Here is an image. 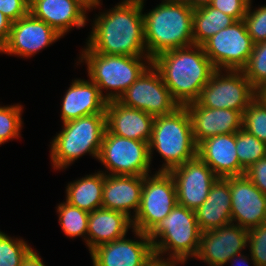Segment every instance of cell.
<instances>
[{"label":"cell","instance_id":"484cf974","mask_svg":"<svg viewBox=\"0 0 266 266\" xmlns=\"http://www.w3.org/2000/svg\"><path fill=\"white\" fill-rule=\"evenodd\" d=\"M104 173H94L78 177L68 182L65 190V201L88 213L102 207Z\"/></svg>","mask_w":266,"mask_h":266},{"label":"cell","instance_id":"ffe728a7","mask_svg":"<svg viewBox=\"0 0 266 266\" xmlns=\"http://www.w3.org/2000/svg\"><path fill=\"white\" fill-rule=\"evenodd\" d=\"M61 99V122L93 114H106L107 100L90 79L74 78Z\"/></svg>","mask_w":266,"mask_h":266},{"label":"cell","instance_id":"7a4b0ae2","mask_svg":"<svg viewBox=\"0 0 266 266\" xmlns=\"http://www.w3.org/2000/svg\"><path fill=\"white\" fill-rule=\"evenodd\" d=\"M151 64L179 106L196 102L216 70L199 45L162 52L151 59Z\"/></svg>","mask_w":266,"mask_h":266},{"label":"cell","instance_id":"4316f807","mask_svg":"<svg viewBox=\"0 0 266 266\" xmlns=\"http://www.w3.org/2000/svg\"><path fill=\"white\" fill-rule=\"evenodd\" d=\"M235 21L233 17L210 5L195 8L192 22L194 45L202 46L210 37Z\"/></svg>","mask_w":266,"mask_h":266},{"label":"cell","instance_id":"74e56055","mask_svg":"<svg viewBox=\"0 0 266 266\" xmlns=\"http://www.w3.org/2000/svg\"><path fill=\"white\" fill-rule=\"evenodd\" d=\"M248 179L266 195V157L258 160L245 170Z\"/></svg>","mask_w":266,"mask_h":266},{"label":"cell","instance_id":"cb8c5ba5","mask_svg":"<svg viewBox=\"0 0 266 266\" xmlns=\"http://www.w3.org/2000/svg\"><path fill=\"white\" fill-rule=\"evenodd\" d=\"M194 212L201 232L214 230L232 223L229 180L218 177L206 200Z\"/></svg>","mask_w":266,"mask_h":266},{"label":"cell","instance_id":"603a6c76","mask_svg":"<svg viewBox=\"0 0 266 266\" xmlns=\"http://www.w3.org/2000/svg\"><path fill=\"white\" fill-rule=\"evenodd\" d=\"M144 176L105 175L102 208L119 211L134 219L141 203Z\"/></svg>","mask_w":266,"mask_h":266},{"label":"cell","instance_id":"44dd1931","mask_svg":"<svg viewBox=\"0 0 266 266\" xmlns=\"http://www.w3.org/2000/svg\"><path fill=\"white\" fill-rule=\"evenodd\" d=\"M106 129L114 135L150 142L154 116L124 106L117 100L108 101L105 109Z\"/></svg>","mask_w":266,"mask_h":266},{"label":"cell","instance_id":"2e32d148","mask_svg":"<svg viewBox=\"0 0 266 266\" xmlns=\"http://www.w3.org/2000/svg\"><path fill=\"white\" fill-rule=\"evenodd\" d=\"M169 173L175 183L177 204L193 211L206 200L213 183L218 178L198 156L174 167Z\"/></svg>","mask_w":266,"mask_h":266},{"label":"cell","instance_id":"e0dca14e","mask_svg":"<svg viewBox=\"0 0 266 266\" xmlns=\"http://www.w3.org/2000/svg\"><path fill=\"white\" fill-rule=\"evenodd\" d=\"M231 192V221L250 229L266 224V195L244 175L226 177Z\"/></svg>","mask_w":266,"mask_h":266},{"label":"cell","instance_id":"836d02e7","mask_svg":"<svg viewBox=\"0 0 266 266\" xmlns=\"http://www.w3.org/2000/svg\"><path fill=\"white\" fill-rule=\"evenodd\" d=\"M253 0L250 1L247 13L243 18L253 43L266 41V4L258 7L252 6Z\"/></svg>","mask_w":266,"mask_h":266},{"label":"cell","instance_id":"52a82bcc","mask_svg":"<svg viewBox=\"0 0 266 266\" xmlns=\"http://www.w3.org/2000/svg\"><path fill=\"white\" fill-rule=\"evenodd\" d=\"M163 158L158 171L169 172L197 156V145L192 135L191 120L185 106H179L172 113L156 116L149 142L150 161L153 154Z\"/></svg>","mask_w":266,"mask_h":266},{"label":"cell","instance_id":"9a60e30c","mask_svg":"<svg viewBox=\"0 0 266 266\" xmlns=\"http://www.w3.org/2000/svg\"><path fill=\"white\" fill-rule=\"evenodd\" d=\"M248 229L230 223L201 233L199 250L194 258L207 266H225L235 255L246 252Z\"/></svg>","mask_w":266,"mask_h":266},{"label":"cell","instance_id":"d4e9b609","mask_svg":"<svg viewBox=\"0 0 266 266\" xmlns=\"http://www.w3.org/2000/svg\"><path fill=\"white\" fill-rule=\"evenodd\" d=\"M133 229L132 220L124 213L106 208H98L89 213L87 249L121 239Z\"/></svg>","mask_w":266,"mask_h":266},{"label":"cell","instance_id":"d590c367","mask_svg":"<svg viewBox=\"0 0 266 266\" xmlns=\"http://www.w3.org/2000/svg\"><path fill=\"white\" fill-rule=\"evenodd\" d=\"M250 1L251 0H211L209 5L233 17L237 21L245 17Z\"/></svg>","mask_w":266,"mask_h":266},{"label":"cell","instance_id":"4dcf8cb0","mask_svg":"<svg viewBox=\"0 0 266 266\" xmlns=\"http://www.w3.org/2000/svg\"><path fill=\"white\" fill-rule=\"evenodd\" d=\"M26 239L9 236L0 229V266H21L23 259L34 248Z\"/></svg>","mask_w":266,"mask_h":266},{"label":"cell","instance_id":"3957f363","mask_svg":"<svg viewBox=\"0 0 266 266\" xmlns=\"http://www.w3.org/2000/svg\"><path fill=\"white\" fill-rule=\"evenodd\" d=\"M84 45L75 64L77 67L86 65L87 77L97 85L107 102L118 100L151 65L149 56L100 54Z\"/></svg>","mask_w":266,"mask_h":266},{"label":"cell","instance_id":"4fadbf2b","mask_svg":"<svg viewBox=\"0 0 266 266\" xmlns=\"http://www.w3.org/2000/svg\"><path fill=\"white\" fill-rule=\"evenodd\" d=\"M63 38L44 21L30 13L12 23V27L0 54L29 59Z\"/></svg>","mask_w":266,"mask_h":266},{"label":"cell","instance_id":"6da1fadb","mask_svg":"<svg viewBox=\"0 0 266 266\" xmlns=\"http://www.w3.org/2000/svg\"><path fill=\"white\" fill-rule=\"evenodd\" d=\"M146 0H121L99 11L85 44L96 53L148 56L145 46L144 8Z\"/></svg>","mask_w":266,"mask_h":266},{"label":"cell","instance_id":"ab89813d","mask_svg":"<svg viewBox=\"0 0 266 266\" xmlns=\"http://www.w3.org/2000/svg\"><path fill=\"white\" fill-rule=\"evenodd\" d=\"M247 254L248 253L244 254V252H243V253H240L238 255L233 256L228 261V264H226V265H228V266L229 265L230 266H250V264H252L253 266H257L256 263L253 261L252 257L250 256V253L248 255Z\"/></svg>","mask_w":266,"mask_h":266},{"label":"cell","instance_id":"83f0119b","mask_svg":"<svg viewBox=\"0 0 266 266\" xmlns=\"http://www.w3.org/2000/svg\"><path fill=\"white\" fill-rule=\"evenodd\" d=\"M56 210L58 222L64 235L72 240L82 237V241L87 247L89 213L66 201L59 202Z\"/></svg>","mask_w":266,"mask_h":266},{"label":"cell","instance_id":"8d00e7d4","mask_svg":"<svg viewBox=\"0 0 266 266\" xmlns=\"http://www.w3.org/2000/svg\"><path fill=\"white\" fill-rule=\"evenodd\" d=\"M30 0H0V12L12 22L29 14Z\"/></svg>","mask_w":266,"mask_h":266},{"label":"cell","instance_id":"e575fe53","mask_svg":"<svg viewBox=\"0 0 266 266\" xmlns=\"http://www.w3.org/2000/svg\"><path fill=\"white\" fill-rule=\"evenodd\" d=\"M247 248L257 266H266V224L248 229Z\"/></svg>","mask_w":266,"mask_h":266},{"label":"cell","instance_id":"9c48e42d","mask_svg":"<svg viewBox=\"0 0 266 266\" xmlns=\"http://www.w3.org/2000/svg\"><path fill=\"white\" fill-rule=\"evenodd\" d=\"M145 175L138 212L133 229L149 234L177 204L175 183L169 172L153 171Z\"/></svg>","mask_w":266,"mask_h":266},{"label":"cell","instance_id":"f1b7e54d","mask_svg":"<svg viewBox=\"0 0 266 266\" xmlns=\"http://www.w3.org/2000/svg\"><path fill=\"white\" fill-rule=\"evenodd\" d=\"M236 153L244 170L266 157V144L241 128L236 132Z\"/></svg>","mask_w":266,"mask_h":266},{"label":"cell","instance_id":"7c38bea8","mask_svg":"<svg viewBox=\"0 0 266 266\" xmlns=\"http://www.w3.org/2000/svg\"><path fill=\"white\" fill-rule=\"evenodd\" d=\"M154 117L172 113L179 105L172 98L160 73L151 64L117 100Z\"/></svg>","mask_w":266,"mask_h":266},{"label":"cell","instance_id":"7402d4cb","mask_svg":"<svg viewBox=\"0 0 266 266\" xmlns=\"http://www.w3.org/2000/svg\"><path fill=\"white\" fill-rule=\"evenodd\" d=\"M197 156L204 161L217 177L245 174L236 153V133L216 135L197 145Z\"/></svg>","mask_w":266,"mask_h":266},{"label":"cell","instance_id":"277c9868","mask_svg":"<svg viewBox=\"0 0 266 266\" xmlns=\"http://www.w3.org/2000/svg\"><path fill=\"white\" fill-rule=\"evenodd\" d=\"M146 11L143 13L145 46L151 59L168 50L194 45L192 7L161 1Z\"/></svg>","mask_w":266,"mask_h":266},{"label":"cell","instance_id":"ac0fdd59","mask_svg":"<svg viewBox=\"0 0 266 266\" xmlns=\"http://www.w3.org/2000/svg\"><path fill=\"white\" fill-rule=\"evenodd\" d=\"M29 13L44 21L62 37L85 27L89 10L78 0H30Z\"/></svg>","mask_w":266,"mask_h":266},{"label":"cell","instance_id":"5b68a950","mask_svg":"<svg viewBox=\"0 0 266 266\" xmlns=\"http://www.w3.org/2000/svg\"><path fill=\"white\" fill-rule=\"evenodd\" d=\"M201 233L195 212L176 204L148 237L152 241L155 258L185 265L196 257Z\"/></svg>","mask_w":266,"mask_h":266},{"label":"cell","instance_id":"7bdbcfd3","mask_svg":"<svg viewBox=\"0 0 266 266\" xmlns=\"http://www.w3.org/2000/svg\"><path fill=\"white\" fill-rule=\"evenodd\" d=\"M178 265L182 266L181 263H176L173 261H166V260H161V259L155 258L147 266H178Z\"/></svg>","mask_w":266,"mask_h":266},{"label":"cell","instance_id":"f35d334b","mask_svg":"<svg viewBox=\"0 0 266 266\" xmlns=\"http://www.w3.org/2000/svg\"><path fill=\"white\" fill-rule=\"evenodd\" d=\"M12 23L13 22L9 18L0 12V49L8 39Z\"/></svg>","mask_w":266,"mask_h":266},{"label":"cell","instance_id":"8992f818","mask_svg":"<svg viewBox=\"0 0 266 266\" xmlns=\"http://www.w3.org/2000/svg\"><path fill=\"white\" fill-rule=\"evenodd\" d=\"M50 141V161L55 171H63L89 154L98 160L106 131V114H93L62 123Z\"/></svg>","mask_w":266,"mask_h":266},{"label":"cell","instance_id":"d6986e66","mask_svg":"<svg viewBox=\"0 0 266 266\" xmlns=\"http://www.w3.org/2000/svg\"><path fill=\"white\" fill-rule=\"evenodd\" d=\"M194 142L216 136L236 133L242 128V114L232 109H211L201 106L197 101L186 106Z\"/></svg>","mask_w":266,"mask_h":266},{"label":"cell","instance_id":"60d3db41","mask_svg":"<svg viewBox=\"0 0 266 266\" xmlns=\"http://www.w3.org/2000/svg\"><path fill=\"white\" fill-rule=\"evenodd\" d=\"M21 266H47L39 252L34 250V248L28 253V255L23 259Z\"/></svg>","mask_w":266,"mask_h":266},{"label":"cell","instance_id":"1f68e13d","mask_svg":"<svg viewBox=\"0 0 266 266\" xmlns=\"http://www.w3.org/2000/svg\"><path fill=\"white\" fill-rule=\"evenodd\" d=\"M242 128L266 144V102L258 95L242 113Z\"/></svg>","mask_w":266,"mask_h":266},{"label":"cell","instance_id":"30bf717a","mask_svg":"<svg viewBox=\"0 0 266 266\" xmlns=\"http://www.w3.org/2000/svg\"><path fill=\"white\" fill-rule=\"evenodd\" d=\"M256 96L242 70H215L197 102L206 108H227L242 114Z\"/></svg>","mask_w":266,"mask_h":266},{"label":"cell","instance_id":"8fae6325","mask_svg":"<svg viewBox=\"0 0 266 266\" xmlns=\"http://www.w3.org/2000/svg\"><path fill=\"white\" fill-rule=\"evenodd\" d=\"M253 45L242 19L221 29L202 47L216 70H242L252 53Z\"/></svg>","mask_w":266,"mask_h":266},{"label":"cell","instance_id":"ba28073f","mask_svg":"<svg viewBox=\"0 0 266 266\" xmlns=\"http://www.w3.org/2000/svg\"><path fill=\"white\" fill-rule=\"evenodd\" d=\"M105 175L145 176L152 173L149 143L105 131L98 160Z\"/></svg>","mask_w":266,"mask_h":266},{"label":"cell","instance_id":"f6af8a7d","mask_svg":"<svg viewBox=\"0 0 266 266\" xmlns=\"http://www.w3.org/2000/svg\"><path fill=\"white\" fill-rule=\"evenodd\" d=\"M161 1L170 4H183L191 7V0H161Z\"/></svg>","mask_w":266,"mask_h":266},{"label":"cell","instance_id":"d6a6232c","mask_svg":"<svg viewBox=\"0 0 266 266\" xmlns=\"http://www.w3.org/2000/svg\"><path fill=\"white\" fill-rule=\"evenodd\" d=\"M242 71L257 92L266 85V41L253 45L252 53Z\"/></svg>","mask_w":266,"mask_h":266},{"label":"cell","instance_id":"ee69618b","mask_svg":"<svg viewBox=\"0 0 266 266\" xmlns=\"http://www.w3.org/2000/svg\"><path fill=\"white\" fill-rule=\"evenodd\" d=\"M210 2L211 0H191V7L195 9L201 6L209 5Z\"/></svg>","mask_w":266,"mask_h":266},{"label":"cell","instance_id":"f546056e","mask_svg":"<svg viewBox=\"0 0 266 266\" xmlns=\"http://www.w3.org/2000/svg\"><path fill=\"white\" fill-rule=\"evenodd\" d=\"M23 108L21 103L6 106L0 104V146L21 138V130L24 126Z\"/></svg>","mask_w":266,"mask_h":266},{"label":"cell","instance_id":"b9f144b4","mask_svg":"<svg viewBox=\"0 0 266 266\" xmlns=\"http://www.w3.org/2000/svg\"><path fill=\"white\" fill-rule=\"evenodd\" d=\"M79 2H81L91 13L92 10L95 11V9H101L103 5L102 0H78ZM101 7V8H100Z\"/></svg>","mask_w":266,"mask_h":266},{"label":"cell","instance_id":"bcb514c9","mask_svg":"<svg viewBox=\"0 0 266 266\" xmlns=\"http://www.w3.org/2000/svg\"><path fill=\"white\" fill-rule=\"evenodd\" d=\"M257 95L266 102V85L257 92Z\"/></svg>","mask_w":266,"mask_h":266},{"label":"cell","instance_id":"5bb4252c","mask_svg":"<svg viewBox=\"0 0 266 266\" xmlns=\"http://www.w3.org/2000/svg\"><path fill=\"white\" fill-rule=\"evenodd\" d=\"M134 239L127 235L101 244L90 251L93 266H147L155 259L148 234L132 229Z\"/></svg>","mask_w":266,"mask_h":266}]
</instances>
